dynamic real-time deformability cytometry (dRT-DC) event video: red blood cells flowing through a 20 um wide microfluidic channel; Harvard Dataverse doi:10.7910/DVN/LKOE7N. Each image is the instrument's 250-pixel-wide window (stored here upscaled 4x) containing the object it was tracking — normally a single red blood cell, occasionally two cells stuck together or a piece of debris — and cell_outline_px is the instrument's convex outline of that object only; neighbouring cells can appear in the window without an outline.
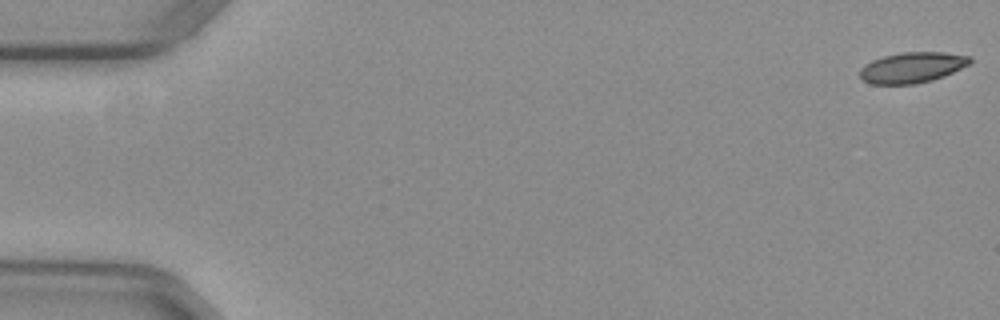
{"species": "common noctule bat (a hibernating species)", "species_latin": "Nyctalus noctula", "temperature_condition": "warm", "stored_images_in_passage": 53, "camera_frame_rate_fps": 3000, "um_per_image_px": 0.085, "animal": {"sex": "female", "body_mass_g": 29.2, "forearm_length_mm": 56.3}, "frame": {"image": 1, "passage_image": 1, "time_ms": 0.0, "image_size_px": [1000, 320], "cell_outline_px": [[972, 60], [968, 64], [944, 76], [932, 80], [916, 84], [872, 84], [864, 80], [860, 76], [860, 68], [864, 64], [872, 60], [884, 56], [900, 52], [944, 52], [972, 56]], "centroid_in_image_um": [77.52, 5.73], "position_along_channel_um": 7.5, "area_um2": 19.65}}
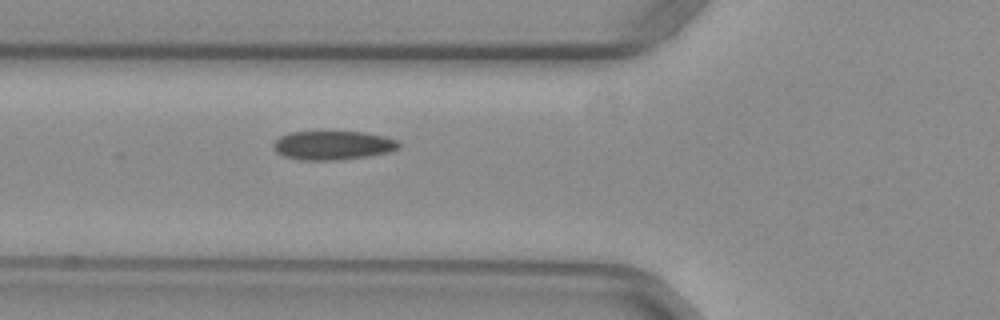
{"frame": {"image": 2, "passage_image": 20, "time_ms": 6.333, "image_size_px": [1000, 320], "cell_outline_px": [[400, 148], [388, 152], [368, 156], [336, 160], [300, 160], [284, 156], [276, 152], [272, 148], [272, 144], [280, 136], [288, 132], [364, 132], [384, 136], [396, 140], [400, 144]], "centroid_in_image_um": [28.26, 12.35], "position_along_channel_um": 97.5, "area_um2": 21.15}}
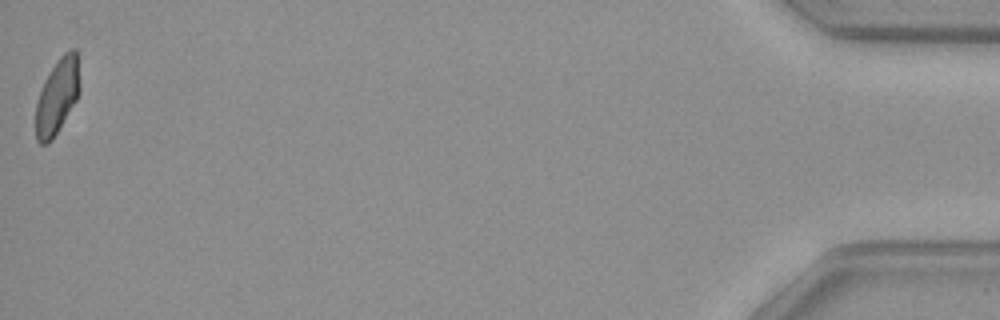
{"frame": {"image": 3, "passage_image": 53, "time_ms": 17.333, "image_size_px": [1000, 320], "cell_outline_px": [[80, 92], [76, 100], [52, 140], [48, 144], [40, 144], [36, 140], [36, 104], [40, 88], [44, 80], [60, 56], [64, 52], [72, 48], [76, 48], [80, 88]], "centroid_in_image_um": [4.86, 8.18], "position_along_channel_um": 430.3, "area_um2": 19.25}, "authors_computed_cell_mechanics": {"area_um2": 20.6346, "velocity_mm_per_s": 3.9467, "shape_relaxation_time_tau1_ms": null, "shape_relaxation_time_tau2_ms": 1.6929, "deformation_change_tau1": null, "deformation_change_tau2": 0.057}}